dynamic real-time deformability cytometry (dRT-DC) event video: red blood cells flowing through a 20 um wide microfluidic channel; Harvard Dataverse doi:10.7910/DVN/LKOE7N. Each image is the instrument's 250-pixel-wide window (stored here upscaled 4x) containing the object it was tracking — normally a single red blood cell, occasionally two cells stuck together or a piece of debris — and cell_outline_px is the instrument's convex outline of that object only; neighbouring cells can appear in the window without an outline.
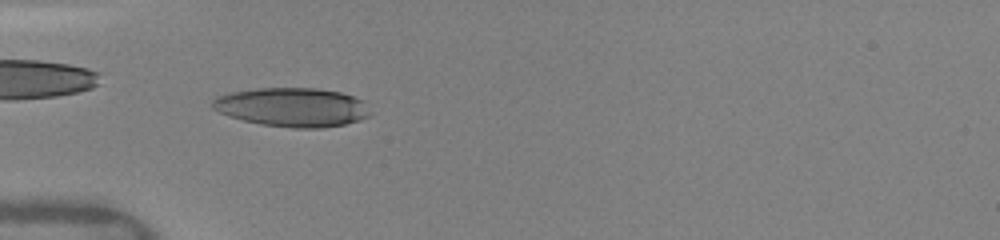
{"species": "human", "species_latin": "Homo sapiens", "temperature_condition": "warm", "stored_images_in_passage": 36, "camera_frame_rate_fps": 3000, "um_per_image_px": 0.085, "donor": {"sex": "female"}, "frame": {"image": 1, "passage_image": 3, "time_ms": 0.667, "image_size_px": [1000, 240], "cell_outline_px": [[368, 116], [360, 120], [344, 124], [324, 128], [292, 128], [260, 124], [228, 116], [212, 108], [212, 100], [216, 96], [232, 92], [256, 88], [316, 88], [340, 92], [364, 100]], "centroid_in_image_um": [24.81, 9.11], "position_along_channel_um": 60.2, "area_um2": 35.72}}
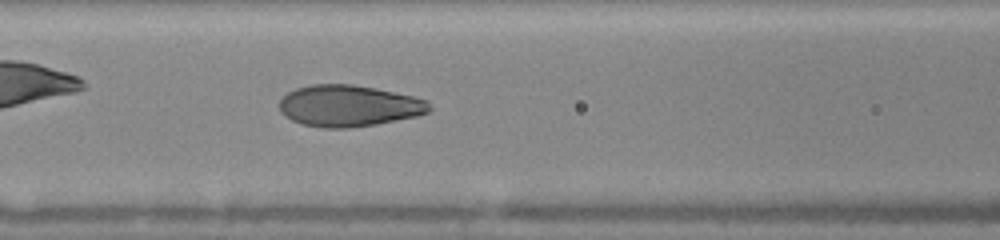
{"frame": {"image": 2, "passage_image": 9, "time_ms": 2.667, "image_size_px": [1000, 240], "cell_outline_px": [[432, 108], [428, 112], [416, 116], [376, 124], [348, 128], [324, 128], [304, 124], [292, 120], [284, 116], [280, 112], [280, 100], [288, 92], [296, 88], [312, 84], [352, 84], [376, 88], [412, 96], [428, 100]], "centroid_in_image_um": [29.65, 8.99], "position_along_channel_um": 137.0, "area_um2": 36.18}}
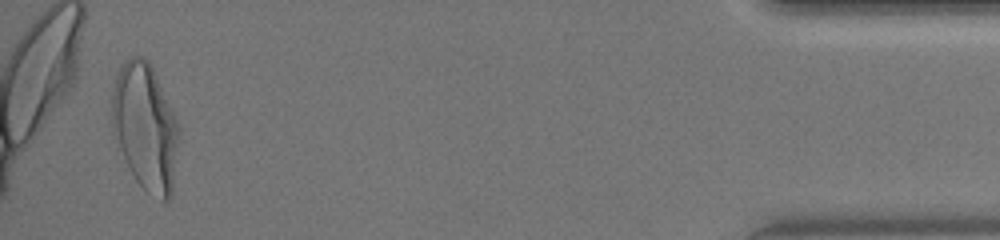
{"frame": {"image": 3, "passage_image": 35, "time_ms": 11.333, "image_size_px": [1000, 240], "cell_outline_px": [[180, 132], [172, 196], [168, 200], [160, 200], [144, 188], [136, 180], [112, 136], [112, 96], [116, 80], [120, 68], [132, 56], [144, 56], [148, 60], [156, 76], [176, 120]], "centroid_in_image_um": [12.35, 10.83], "position_along_channel_um": 422.8, "area_um2": 48.9}, "authors_computed_cell_mechanics": {"area_um2": 36.5874, "velocity_mm_per_s": 4.1126, "shape_relaxation_time_tau1_ms": 5.1019, "shape_relaxation_time_tau2_ms": null, "deformation_change_tau1": 0.2397, "deformation_change_tau2": null}}